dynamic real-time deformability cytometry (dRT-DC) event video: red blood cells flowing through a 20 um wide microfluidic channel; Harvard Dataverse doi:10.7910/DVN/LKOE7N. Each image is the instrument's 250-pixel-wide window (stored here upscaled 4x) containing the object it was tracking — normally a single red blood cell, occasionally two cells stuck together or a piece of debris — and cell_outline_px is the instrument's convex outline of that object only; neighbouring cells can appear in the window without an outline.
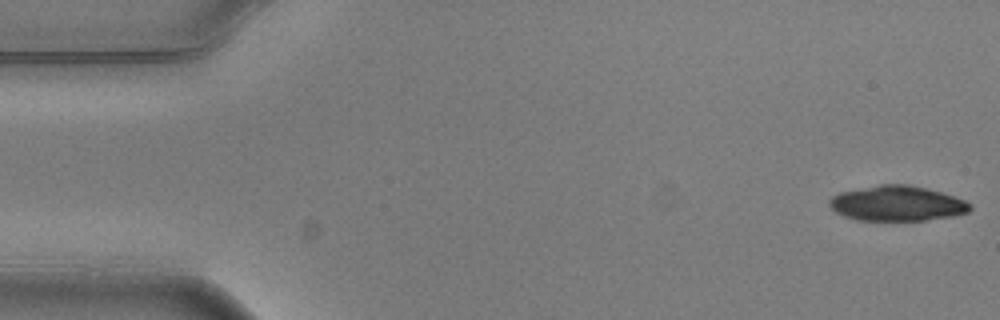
{"species": "common noctule bat (a hibernating species)", "species_latin": "Nyctalus noctula", "temperature_condition": "warm", "stored_images_in_passage": 5, "camera_frame_rate_fps": 3000, "um_per_image_px": 0.085, "animal": {"sex": "male", "body_mass_g": 20.5, "forearm_length_mm": 52.5}, "frame": {"image": 1, "passage_image": 1, "time_ms": 0.0, "image_size_px": [1000, 320], "cell_outline_px": [[972, 208], [968, 212], [956, 216], [924, 220], [856, 220], [844, 216], [836, 212], [828, 204], [828, 200], [832, 196], [840, 192], [880, 184], [908, 184], [956, 196], [972, 204]], "centroid_in_image_um": [76.27, 17.29], "position_along_channel_um": 8.7, "area_um2": 28.9}}